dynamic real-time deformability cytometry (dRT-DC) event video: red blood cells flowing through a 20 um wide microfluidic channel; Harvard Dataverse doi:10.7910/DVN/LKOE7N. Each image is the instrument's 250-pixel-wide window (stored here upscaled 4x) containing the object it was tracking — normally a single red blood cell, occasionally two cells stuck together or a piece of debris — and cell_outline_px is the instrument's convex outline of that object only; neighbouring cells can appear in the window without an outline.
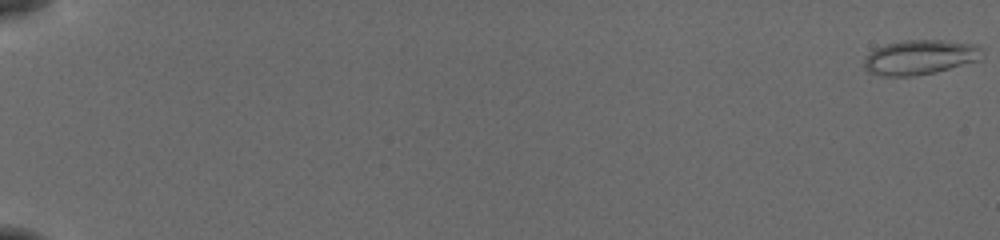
{"species": "common noctule bat (a hibernating species)", "species_latin": "Nyctalus noctula", "temperature_condition": "cold", "stored_images_in_passage": 56, "camera_frame_rate_fps": 3000, "um_per_image_px": 0.085, "animal": {"sex": "female", "body_mass_g": 19.5, "forearm_length_mm": 54.1}, "frame": {"image": 1, "passage_image": 1, "time_ms": 0.0, "image_size_px": [1000, 240], "cell_outline_px": [[984, 48], [980, 60], [936, 72], [916, 76], [884, 76], [868, 72], [864, 68], [864, 56], [876, 48], [884, 44], [904, 40], [940, 40], [976, 44]], "centroid_in_image_um": [78.2, 4.86], "position_along_channel_um": 6.8, "area_um2": 24.16}}
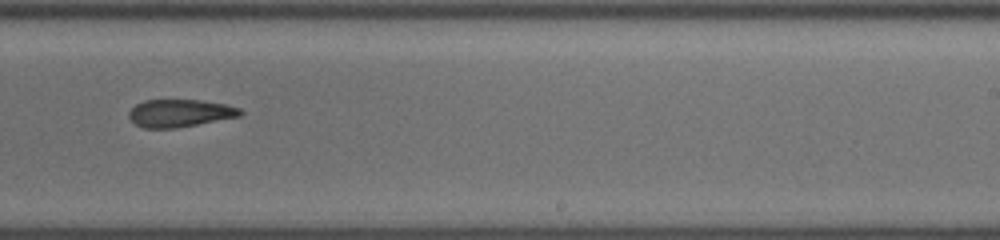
{"frame": {"image": 2, "passage_image": 38, "time_ms": 12.333, "image_size_px": [1000, 240], "cell_outline_px": [[244, 112], [240, 116], [176, 128], [144, 128], [136, 124], [128, 116], [128, 112], [136, 104], [144, 100], [200, 100], [224, 104], [240, 108]], "centroid_in_image_um": [15.28, 9.61], "position_along_channel_um": 273.7, "area_um2": 17.8}}
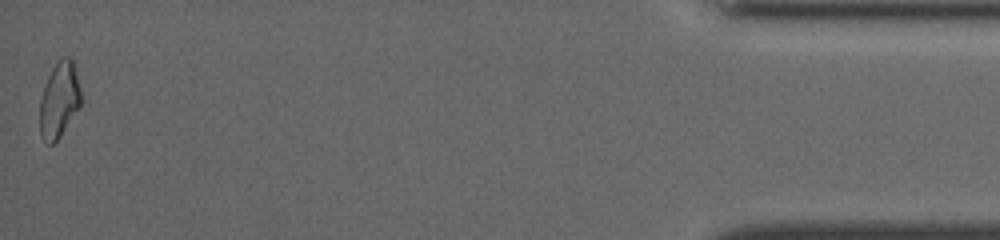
{"frame": {"image": 3, "passage_image": 56, "time_ms": 18.333, "image_size_px": [1000, 240], "cell_outline_px": [[80, 108], [60, 136], [52, 144], [48, 144], [40, 136], [40, 100], [48, 76], [56, 60], [60, 56], [68, 56], [72, 60], [80, 88]], "centroid_in_image_um": [5.03, 8.48], "position_along_channel_um": 430.2, "area_um2": 18.09}, "authors_computed_cell_mechanics": {"area_um2": 19.3052, "velocity_mm_per_s": 3.8754, "shape_relaxation_time_tau1_ms": 4.499, "shape_relaxation_time_tau2_ms": 2.9303, "deformation_change_tau1": 0.1129, "deformation_change_tau2": 0.1055}}